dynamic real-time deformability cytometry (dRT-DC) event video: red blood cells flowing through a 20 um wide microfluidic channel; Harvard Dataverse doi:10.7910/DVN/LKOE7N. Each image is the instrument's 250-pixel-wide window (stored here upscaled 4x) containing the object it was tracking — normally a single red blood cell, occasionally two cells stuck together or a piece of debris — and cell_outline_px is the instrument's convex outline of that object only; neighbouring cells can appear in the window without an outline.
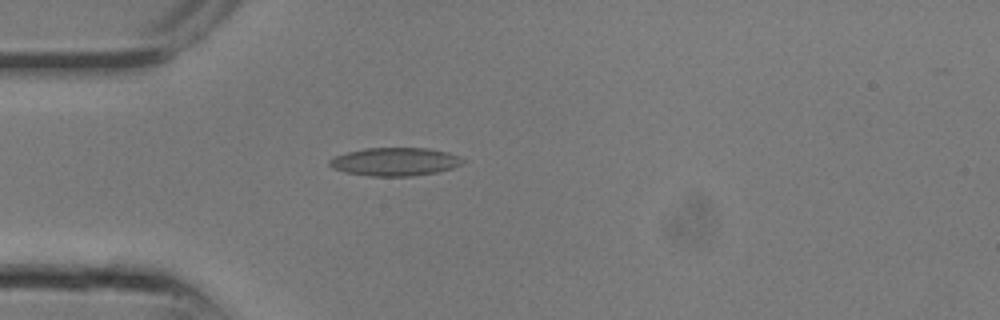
{"species": "common noctule bat (a hibernating species)", "species_latin": "Nyctalus noctula", "temperature_condition": "room temperature", "stored_images_in_passage": 3, "camera_frame_rate_fps": 3000, "um_per_image_px": 0.085, "animal": {"sex": "male", "body_mass_g": 13.3}, "frame": {"image": 1, "passage_image": 1, "time_ms": 0.0, "image_size_px": [1000, 320], "cell_outline_px": [[464, 160], [460, 164], [452, 168], [436, 172], [412, 176], [368, 176], [344, 172], [332, 168], [328, 164], [328, 160], [332, 156], [364, 148], [428, 148], [448, 152], [460, 156]], "centroid_in_image_um": [33.52, 13.74], "position_along_channel_um": 51.5, "area_um2": 22.02}}
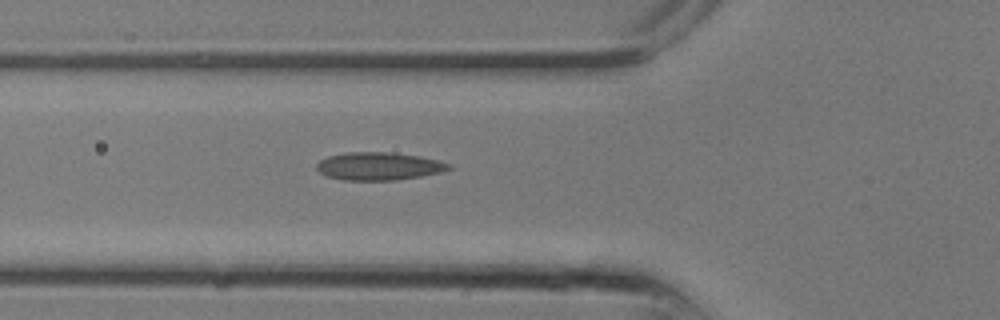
{"frame": {"image": 2, "passage_image": 3, "time_ms": 0.667, "image_size_px": [1000, 320], "cell_outline_px": [[452, 168], [440, 172], [420, 176], [396, 180], [344, 180], [328, 176], [320, 172], [316, 168], [316, 164], [320, 160], [328, 156], [348, 152], [388, 152], [420, 156], [452, 164]], "centroid_in_image_um": [32.2, 14.12], "position_along_channel_um": 93.6, "area_um2": 21.33}}